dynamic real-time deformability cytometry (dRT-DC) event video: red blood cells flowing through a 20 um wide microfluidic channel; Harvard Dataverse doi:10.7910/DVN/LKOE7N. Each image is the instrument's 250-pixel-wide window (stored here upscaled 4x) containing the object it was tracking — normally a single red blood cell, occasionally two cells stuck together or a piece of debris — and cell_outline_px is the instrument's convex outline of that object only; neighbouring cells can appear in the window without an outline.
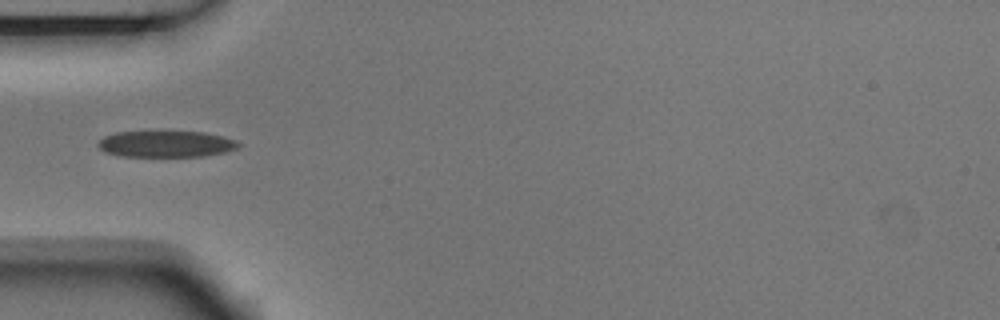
{"species": "Egyptian fruit bat (a non-hibernating species)", "species_latin": "Rousettus aegyptiacus", "temperature_condition": "room temperature", "stored_images_in_passage": 2, "camera_frame_rate_fps": 3000, "um_per_image_px": 0.085, "animal": {"sex": "male"}, "frame": {"image": 1, "passage_image": 2, "time_ms": 0.333, "image_size_px": [1000, 320], "cell_outline_px": [[240, 148], [224, 152], [204, 156], [120, 156], [108, 152], [100, 148], [96, 144], [104, 136], [116, 132], [204, 132], [224, 136], [236, 140], [240, 144]], "centroid_in_image_um": [14.15, 12.24], "position_along_channel_um": 70.8, "area_um2": 21.44}}